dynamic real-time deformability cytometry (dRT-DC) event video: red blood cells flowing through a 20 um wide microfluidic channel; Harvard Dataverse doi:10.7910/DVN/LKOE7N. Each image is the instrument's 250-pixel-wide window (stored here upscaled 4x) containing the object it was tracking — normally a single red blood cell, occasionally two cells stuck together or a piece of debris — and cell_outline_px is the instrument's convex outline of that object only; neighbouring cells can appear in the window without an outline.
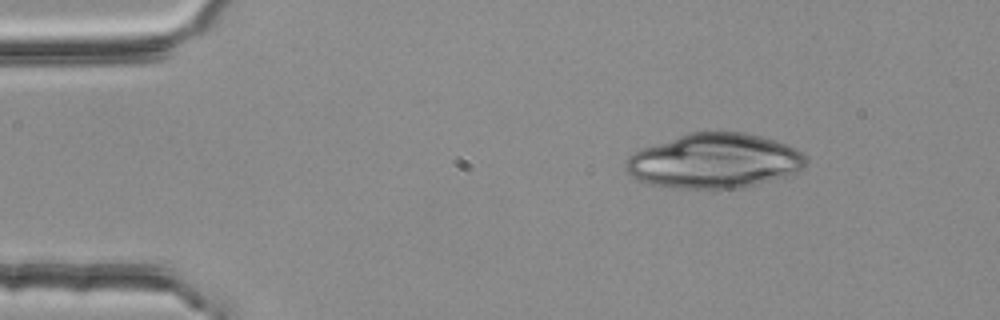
{"species": "common noctule bat (a hibernating species)", "species_latin": "Nyctalus noctula", "temperature_condition": "room temperature", "stored_images_in_passage": 52, "camera_frame_rate_fps": 3000, "um_per_image_px": 0.085, "animal": {"sex": "female", "body_mass_g": 25.1}, "frame": {"image": 1, "passage_image": 7, "time_ms": 2.0, "image_size_px": [1000, 320], "cell_outline_px": [[804, 168], [788, 176], [740, 188], [684, 188], [656, 184], [640, 180], [632, 176], [624, 168], [624, 160], [632, 152], [692, 132], [744, 132], [760, 136], [788, 144], [800, 152], [804, 156]], "centroid_in_image_um": [60.73, 13.68], "position_along_channel_um": 24.3, "area_um2": 56.7}}
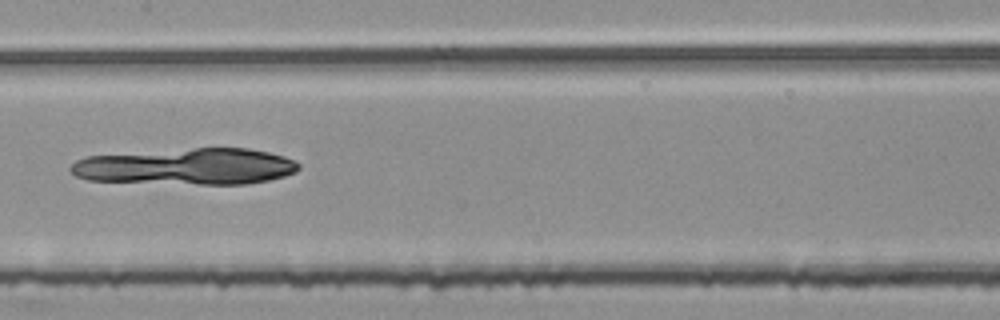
{"frame": {"image": 2, "passage_image": 26, "time_ms": 8.333, "image_size_px": [1000, 320], "cell_outline_px": [[300, 168], [296, 172], [284, 176], [268, 180], [244, 184], [200, 184], [88, 180], [76, 176], [68, 168], [76, 160], [88, 156], [192, 148], [248, 148], [268, 152], [284, 156], [300, 164]], "centroid_in_image_um": [15.88, 14.15], "position_along_channel_um": 191.5, "area_um2": 48.03}}
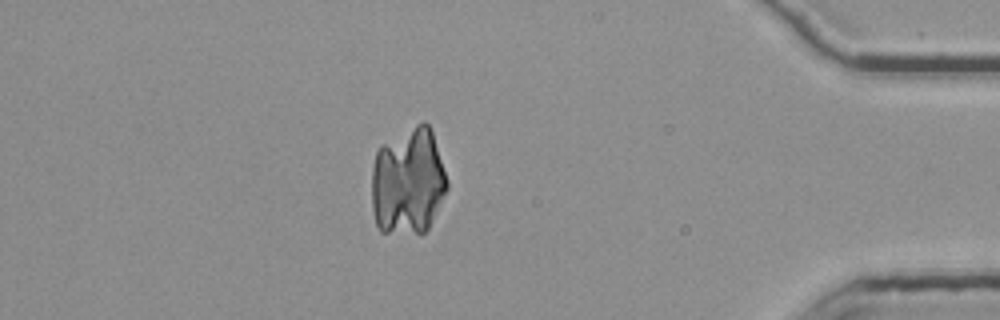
{"frame": {"image": 3, "passage_image": 46, "time_ms": 15.0, "image_size_px": [1000, 320], "cell_outline_px": [[448, 188], [428, 228], [424, 232], [380, 232], [376, 224], [372, 212], [372, 168], [376, 152], [380, 144], [416, 124], [424, 120], [428, 124], [432, 132], [448, 180]], "centroid_in_image_um": [34.67, 15.4], "position_along_channel_um": 400.5, "area_um2": 47.28}}